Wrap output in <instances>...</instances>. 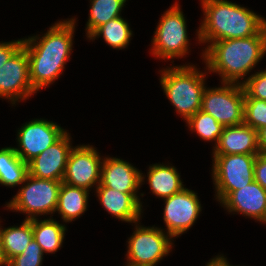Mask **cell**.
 I'll return each instance as SVG.
<instances>
[{"mask_svg": "<svg viewBox=\"0 0 266 266\" xmlns=\"http://www.w3.org/2000/svg\"><path fill=\"white\" fill-rule=\"evenodd\" d=\"M75 23L74 18L59 21L41 38L37 35L23 39L28 54L29 78L36 92L54 83L62 74L70 59Z\"/></svg>", "mask_w": 266, "mask_h": 266, "instance_id": "6da1fadb", "label": "cell"}, {"mask_svg": "<svg viewBox=\"0 0 266 266\" xmlns=\"http://www.w3.org/2000/svg\"><path fill=\"white\" fill-rule=\"evenodd\" d=\"M266 53V27L257 35L212 42L202 53L206 68L218 73L221 83L241 84Z\"/></svg>", "mask_w": 266, "mask_h": 266, "instance_id": "7a4b0ae2", "label": "cell"}, {"mask_svg": "<svg viewBox=\"0 0 266 266\" xmlns=\"http://www.w3.org/2000/svg\"><path fill=\"white\" fill-rule=\"evenodd\" d=\"M204 20L197 31L201 43L245 38L259 34L266 19L227 0H201Z\"/></svg>", "mask_w": 266, "mask_h": 266, "instance_id": "3957f363", "label": "cell"}, {"mask_svg": "<svg viewBox=\"0 0 266 266\" xmlns=\"http://www.w3.org/2000/svg\"><path fill=\"white\" fill-rule=\"evenodd\" d=\"M160 78L166 97L184 120L193 116L202 106L205 74L193 65L163 69Z\"/></svg>", "mask_w": 266, "mask_h": 266, "instance_id": "277c9868", "label": "cell"}, {"mask_svg": "<svg viewBox=\"0 0 266 266\" xmlns=\"http://www.w3.org/2000/svg\"><path fill=\"white\" fill-rule=\"evenodd\" d=\"M23 183L25 185L6 204L8 209L28 214L25 220L56 212L62 181L46 180L28 174Z\"/></svg>", "mask_w": 266, "mask_h": 266, "instance_id": "5b68a950", "label": "cell"}, {"mask_svg": "<svg viewBox=\"0 0 266 266\" xmlns=\"http://www.w3.org/2000/svg\"><path fill=\"white\" fill-rule=\"evenodd\" d=\"M258 154L213 155L212 178L216 199L222 203L233 191L254 181V163Z\"/></svg>", "mask_w": 266, "mask_h": 266, "instance_id": "8992f818", "label": "cell"}, {"mask_svg": "<svg viewBox=\"0 0 266 266\" xmlns=\"http://www.w3.org/2000/svg\"><path fill=\"white\" fill-rule=\"evenodd\" d=\"M186 27L183 12L176 3L161 16L152 39V54L156 58L169 60L189 53Z\"/></svg>", "mask_w": 266, "mask_h": 266, "instance_id": "52a82bcc", "label": "cell"}, {"mask_svg": "<svg viewBox=\"0 0 266 266\" xmlns=\"http://www.w3.org/2000/svg\"><path fill=\"white\" fill-rule=\"evenodd\" d=\"M205 88L201 110L212 115L224 127L244 123V90L241 84L222 83Z\"/></svg>", "mask_w": 266, "mask_h": 266, "instance_id": "ba28073f", "label": "cell"}, {"mask_svg": "<svg viewBox=\"0 0 266 266\" xmlns=\"http://www.w3.org/2000/svg\"><path fill=\"white\" fill-rule=\"evenodd\" d=\"M172 237L157 227L136 225L128 239L126 266H156L173 247Z\"/></svg>", "mask_w": 266, "mask_h": 266, "instance_id": "9c48e42d", "label": "cell"}, {"mask_svg": "<svg viewBox=\"0 0 266 266\" xmlns=\"http://www.w3.org/2000/svg\"><path fill=\"white\" fill-rule=\"evenodd\" d=\"M65 133L66 131L53 121L41 118L34 119L28 123L26 122L18 130L16 139L20 147L14 148V150L28 164L49 146L57 142Z\"/></svg>", "mask_w": 266, "mask_h": 266, "instance_id": "30bf717a", "label": "cell"}, {"mask_svg": "<svg viewBox=\"0 0 266 266\" xmlns=\"http://www.w3.org/2000/svg\"><path fill=\"white\" fill-rule=\"evenodd\" d=\"M93 146L80 145L74 147L69 155L62 182L90 190L101 181L103 158Z\"/></svg>", "mask_w": 266, "mask_h": 266, "instance_id": "8fae6325", "label": "cell"}, {"mask_svg": "<svg viewBox=\"0 0 266 266\" xmlns=\"http://www.w3.org/2000/svg\"><path fill=\"white\" fill-rule=\"evenodd\" d=\"M36 93L29 78V61L22 45L0 68V98L15 104L18 99H27Z\"/></svg>", "mask_w": 266, "mask_h": 266, "instance_id": "7c38bea8", "label": "cell"}, {"mask_svg": "<svg viewBox=\"0 0 266 266\" xmlns=\"http://www.w3.org/2000/svg\"><path fill=\"white\" fill-rule=\"evenodd\" d=\"M164 201L163 219L167 227V234L172 238L189 230L202 211L197 194L187 188L164 198Z\"/></svg>", "mask_w": 266, "mask_h": 266, "instance_id": "4fadbf2b", "label": "cell"}, {"mask_svg": "<svg viewBox=\"0 0 266 266\" xmlns=\"http://www.w3.org/2000/svg\"><path fill=\"white\" fill-rule=\"evenodd\" d=\"M71 137L65 133L57 142L49 146L28 163L29 175L46 180L62 181L67 161L73 147Z\"/></svg>", "mask_w": 266, "mask_h": 266, "instance_id": "5bb4252c", "label": "cell"}, {"mask_svg": "<svg viewBox=\"0 0 266 266\" xmlns=\"http://www.w3.org/2000/svg\"><path fill=\"white\" fill-rule=\"evenodd\" d=\"M105 158L101 166L100 183L122 193L136 194L144 182L143 173L120 158Z\"/></svg>", "mask_w": 266, "mask_h": 266, "instance_id": "9a60e30c", "label": "cell"}, {"mask_svg": "<svg viewBox=\"0 0 266 266\" xmlns=\"http://www.w3.org/2000/svg\"><path fill=\"white\" fill-rule=\"evenodd\" d=\"M221 204L228 212L240 213L266 223V190L255 180L233 191Z\"/></svg>", "mask_w": 266, "mask_h": 266, "instance_id": "2e32d148", "label": "cell"}, {"mask_svg": "<svg viewBox=\"0 0 266 266\" xmlns=\"http://www.w3.org/2000/svg\"><path fill=\"white\" fill-rule=\"evenodd\" d=\"M213 155L260 154L258 131L245 123L224 127Z\"/></svg>", "mask_w": 266, "mask_h": 266, "instance_id": "e0dca14e", "label": "cell"}, {"mask_svg": "<svg viewBox=\"0 0 266 266\" xmlns=\"http://www.w3.org/2000/svg\"><path fill=\"white\" fill-rule=\"evenodd\" d=\"M96 193L109 214L125 222L136 224L139 222L142 203L137 194L122 193L101 183L96 187Z\"/></svg>", "mask_w": 266, "mask_h": 266, "instance_id": "ac0fdd59", "label": "cell"}, {"mask_svg": "<svg viewBox=\"0 0 266 266\" xmlns=\"http://www.w3.org/2000/svg\"><path fill=\"white\" fill-rule=\"evenodd\" d=\"M148 171L150 189L159 198L170 197L185 188L174 166L153 164Z\"/></svg>", "mask_w": 266, "mask_h": 266, "instance_id": "d6986e66", "label": "cell"}, {"mask_svg": "<svg viewBox=\"0 0 266 266\" xmlns=\"http://www.w3.org/2000/svg\"><path fill=\"white\" fill-rule=\"evenodd\" d=\"M89 191L62 182L56 211L64 222H71L87 210Z\"/></svg>", "mask_w": 266, "mask_h": 266, "instance_id": "ffe728a7", "label": "cell"}, {"mask_svg": "<svg viewBox=\"0 0 266 266\" xmlns=\"http://www.w3.org/2000/svg\"><path fill=\"white\" fill-rule=\"evenodd\" d=\"M33 239L32 220H24L19 227H0L1 246L7 262L21 254Z\"/></svg>", "mask_w": 266, "mask_h": 266, "instance_id": "44dd1931", "label": "cell"}, {"mask_svg": "<svg viewBox=\"0 0 266 266\" xmlns=\"http://www.w3.org/2000/svg\"><path fill=\"white\" fill-rule=\"evenodd\" d=\"M32 230L35 241L43 253H54L61 247L66 227L51 219H32Z\"/></svg>", "mask_w": 266, "mask_h": 266, "instance_id": "7402d4cb", "label": "cell"}, {"mask_svg": "<svg viewBox=\"0 0 266 266\" xmlns=\"http://www.w3.org/2000/svg\"><path fill=\"white\" fill-rule=\"evenodd\" d=\"M28 174V164L16 154L14 147L0 149L1 185L14 187L23 184Z\"/></svg>", "mask_w": 266, "mask_h": 266, "instance_id": "603a6c76", "label": "cell"}, {"mask_svg": "<svg viewBox=\"0 0 266 266\" xmlns=\"http://www.w3.org/2000/svg\"><path fill=\"white\" fill-rule=\"evenodd\" d=\"M132 34L128 22L120 16L99 26L88 38L95 40L101 35L110 47L124 49L129 45Z\"/></svg>", "mask_w": 266, "mask_h": 266, "instance_id": "cb8c5ba5", "label": "cell"}, {"mask_svg": "<svg viewBox=\"0 0 266 266\" xmlns=\"http://www.w3.org/2000/svg\"><path fill=\"white\" fill-rule=\"evenodd\" d=\"M91 7L87 22V38L102 24L120 17L127 0H90Z\"/></svg>", "mask_w": 266, "mask_h": 266, "instance_id": "d4e9b609", "label": "cell"}, {"mask_svg": "<svg viewBox=\"0 0 266 266\" xmlns=\"http://www.w3.org/2000/svg\"><path fill=\"white\" fill-rule=\"evenodd\" d=\"M191 131H194L206 141H215L217 145L220 135L224 129L212 115L202 111H197L193 116L186 120Z\"/></svg>", "mask_w": 266, "mask_h": 266, "instance_id": "484cf974", "label": "cell"}, {"mask_svg": "<svg viewBox=\"0 0 266 266\" xmlns=\"http://www.w3.org/2000/svg\"><path fill=\"white\" fill-rule=\"evenodd\" d=\"M244 123L256 131L266 126V100L244 97Z\"/></svg>", "mask_w": 266, "mask_h": 266, "instance_id": "4316f807", "label": "cell"}, {"mask_svg": "<svg viewBox=\"0 0 266 266\" xmlns=\"http://www.w3.org/2000/svg\"><path fill=\"white\" fill-rule=\"evenodd\" d=\"M43 255L42 248L33 239L21 254L7 262V266H41Z\"/></svg>", "mask_w": 266, "mask_h": 266, "instance_id": "83f0119b", "label": "cell"}, {"mask_svg": "<svg viewBox=\"0 0 266 266\" xmlns=\"http://www.w3.org/2000/svg\"><path fill=\"white\" fill-rule=\"evenodd\" d=\"M245 80L241 82L244 97L266 100V70L256 72Z\"/></svg>", "mask_w": 266, "mask_h": 266, "instance_id": "f1b7e54d", "label": "cell"}, {"mask_svg": "<svg viewBox=\"0 0 266 266\" xmlns=\"http://www.w3.org/2000/svg\"><path fill=\"white\" fill-rule=\"evenodd\" d=\"M23 45V39L10 42H0V68Z\"/></svg>", "mask_w": 266, "mask_h": 266, "instance_id": "f546056e", "label": "cell"}, {"mask_svg": "<svg viewBox=\"0 0 266 266\" xmlns=\"http://www.w3.org/2000/svg\"><path fill=\"white\" fill-rule=\"evenodd\" d=\"M254 180L266 190V156L263 154L256 155Z\"/></svg>", "mask_w": 266, "mask_h": 266, "instance_id": "4dcf8cb0", "label": "cell"}, {"mask_svg": "<svg viewBox=\"0 0 266 266\" xmlns=\"http://www.w3.org/2000/svg\"><path fill=\"white\" fill-rule=\"evenodd\" d=\"M258 143L260 148V154L266 156V126L258 130Z\"/></svg>", "mask_w": 266, "mask_h": 266, "instance_id": "1f68e13d", "label": "cell"}, {"mask_svg": "<svg viewBox=\"0 0 266 266\" xmlns=\"http://www.w3.org/2000/svg\"><path fill=\"white\" fill-rule=\"evenodd\" d=\"M206 266H232V265L228 263V261L224 256L219 255L211 259Z\"/></svg>", "mask_w": 266, "mask_h": 266, "instance_id": "d6a6232c", "label": "cell"}, {"mask_svg": "<svg viewBox=\"0 0 266 266\" xmlns=\"http://www.w3.org/2000/svg\"><path fill=\"white\" fill-rule=\"evenodd\" d=\"M0 266H7V261L2 251L1 240H0Z\"/></svg>", "mask_w": 266, "mask_h": 266, "instance_id": "836d02e7", "label": "cell"}]
</instances>
